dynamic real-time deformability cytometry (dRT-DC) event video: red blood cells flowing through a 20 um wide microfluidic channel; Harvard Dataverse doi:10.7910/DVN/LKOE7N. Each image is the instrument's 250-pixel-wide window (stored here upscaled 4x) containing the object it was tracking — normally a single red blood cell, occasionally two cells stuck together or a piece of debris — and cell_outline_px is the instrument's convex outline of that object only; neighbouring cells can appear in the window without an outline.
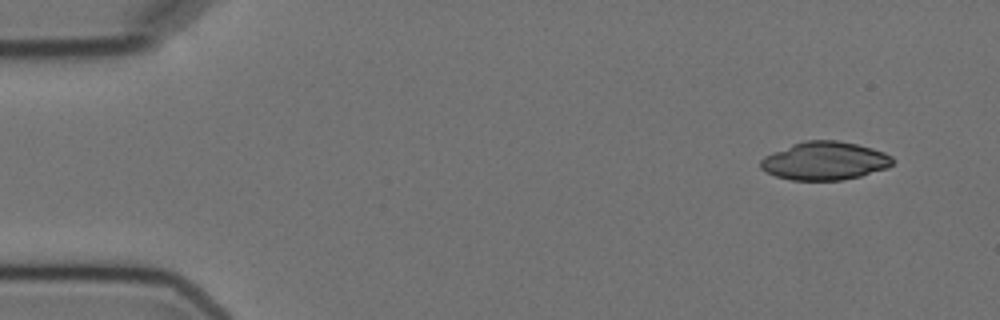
{"species": "Egyptian fruit bat (a non-hibernating species)", "species_latin": "Rousettus aegyptiacus", "temperature_condition": "cold", "stored_images_in_passage": 4, "camera_frame_rate_fps": 3000, "um_per_image_px": 0.085, "animal": {"sex": "female"}, "frame": {"image": 1, "passage_image": 1, "time_ms": 0.0, "image_size_px": [1000, 320], "cell_outline_px": [[892, 164], [888, 168], [860, 176], [844, 180], [792, 180], [776, 176], [760, 168], [760, 160], [764, 156], [772, 152], [792, 144], [804, 140], [836, 140], [856, 144], [872, 148], [884, 152], [892, 156]], "centroid_in_image_um": [70.09, 13.67], "position_along_channel_um": 14.9, "area_um2": 29.42}}
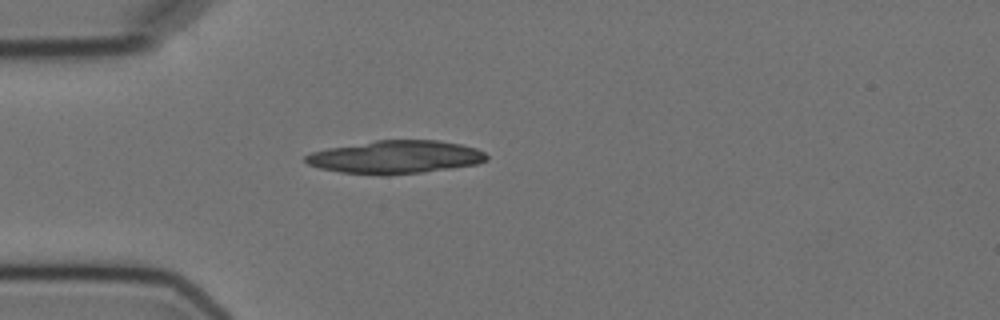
{"frame": {"image": 2, "passage_image": 4, "time_ms": 3.667, "image_size_px": [1000, 320], "cell_outline_px": [[488, 160], [476, 164], [420, 172], [380, 176], [340, 172], [320, 168], [308, 164], [304, 160], [304, 156], [312, 152], [328, 148], [376, 140], [440, 140], [460, 144], [476, 148], [484, 152], [488, 156]], "centroid_in_image_um": [33.6, 13.35], "position_along_channel_um": 51.4, "area_um2": 34.8}}